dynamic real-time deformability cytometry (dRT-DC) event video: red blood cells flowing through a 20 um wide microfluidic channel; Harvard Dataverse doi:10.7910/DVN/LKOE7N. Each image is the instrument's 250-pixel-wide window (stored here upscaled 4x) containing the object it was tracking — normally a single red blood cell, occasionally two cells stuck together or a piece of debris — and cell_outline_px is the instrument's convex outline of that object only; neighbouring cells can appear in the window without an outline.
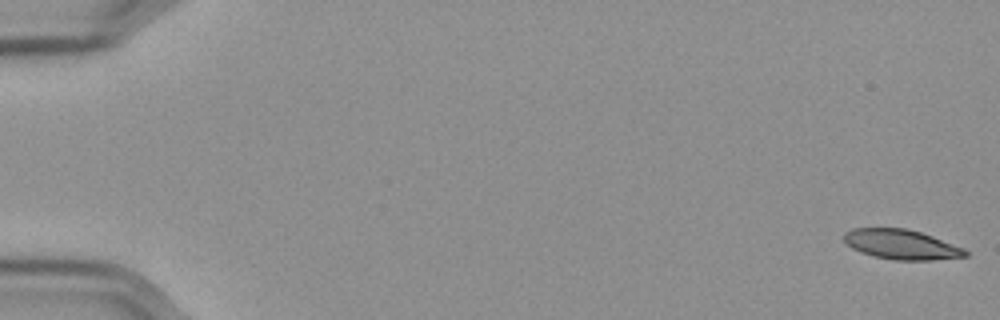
{"species": "Egyptian fruit bat (a non-hibernating species)", "species_latin": "Rousettus aegyptiacus", "temperature_condition": "cold", "stored_images_in_passage": 57, "camera_frame_rate_fps": 3000, "um_per_image_px": 0.085, "frame": {"image": 1, "passage_image": 1, "time_ms": 0.0, "image_size_px": [1000, 320], "cell_outline_px": [[968, 256], [932, 260], [892, 260], [872, 256], [860, 252], [852, 248], [844, 240], [844, 232], [852, 228], [904, 228], [920, 232], [932, 236], [964, 248], [968, 252]], "centroid_in_image_um": [76.6, 20.78], "position_along_channel_um": 8.4, "area_um2": 21.1}}
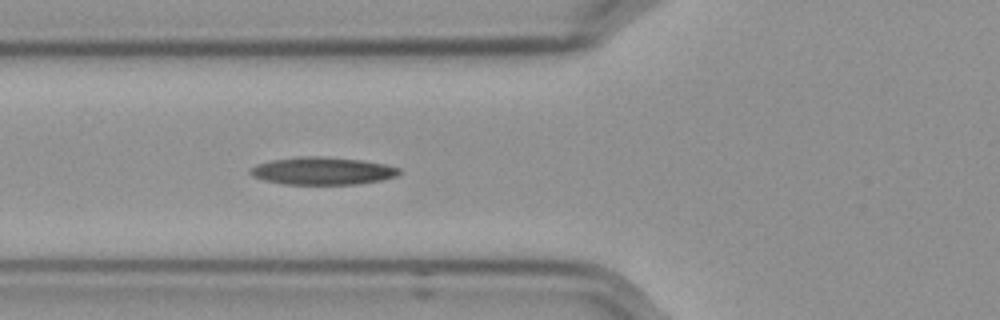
{"frame": {"image": 2, "passage_image": 22, "time_ms": 7.0, "image_size_px": [1000, 320], "cell_outline_px": [[404, 172], [396, 176], [380, 180], [356, 184], [284, 184], [264, 180], [252, 176], [248, 172], [248, 168], [256, 164], [272, 160], [300, 156], [324, 156], [360, 160], [384, 164], [400, 168]], "centroid_in_image_um": [27.38, 14.52], "position_along_channel_um": 98.4, "area_um2": 24.04}}
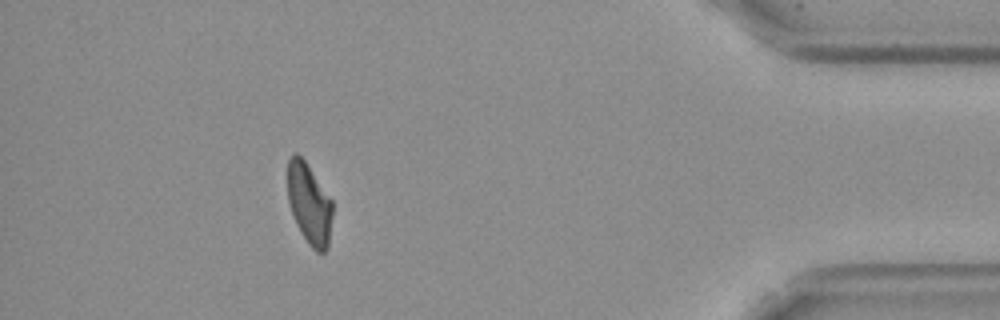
{"frame": {"image": 3, "passage_image": 52, "time_ms": 17.0, "image_size_px": [1000, 320], "cell_outline_px": [[332, 216], [328, 248], [324, 252], [316, 252], [308, 244], [300, 232], [296, 224], [288, 200], [288, 160], [292, 152], [296, 152], [304, 160], [332, 200]], "centroid_in_image_um": [26.28, 17.34], "position_along_channel_um": 408.9, "area_um2": 21.1}, "authors_computed_cell_mechanics": {"area_um2": 22.8888, "velocity_mm_per_s": 3.5697, "shape_relaxation_time_tau1_ms": 9.5773, "shape_relaxation_time_tau2_ms": 5.7248, "deformation_change_tau1": 0.2105, "deformation_change_tau2": 0.1309}}